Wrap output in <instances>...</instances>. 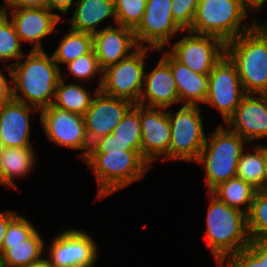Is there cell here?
Returning <instances> with one entry per match:
<instances>
[{
	"mask_svg": "<svg viewBox=\"0 0 267 267\" xmlns=\"http://www.w3.org/2000/svg\"><path fill=\"white\" fill-rule=\"evenodd\" d=\"M24 58L25 62L18 61L8 66L12 85L15 86L10 87V97L26 104L29 101L35 110L41 111L53 103L56 86L62 78L60 69L53 56L50 58L44 50H32L19 60Z\"/></svg>",
	"mask_w": 267,
	"mask_h": 267,
	"instance_id": "1",
	"label": "cell"
},
{
	"mask_svg": "<svg viewBox=\"0 0 267 267\" xmlns=\"http://www.w3.org/2000/svg\"><path fill=\"white\" fill-rule=\"evenodd\" d=\"M208 0H198V4L199 3H203V2H207Z\"/></svg>",
	"mask_w": 267,
	"mask_h": 267,
	"instance_id": "47",
	"label": "cell"
},
{
	"mask_svg": "<svg viewBox=\"0 0 267 267\" xmlns=\"http://www.w3.org/2000/svg\"><path fill=\"white\" fill-rule=\"evenodd\" d=\"M254 153H241L237 166L236 177L251 184L259 190L263 183L267 162V147L257 146Z\"/></svg>",
	"mask_w": 267,
	"mask_h": 267,
	"instance_id": "27",
	"label": "cell"
},
{
	"mask_svg": "<svg viewBox=\"0 0 267 267\" xmlns=\"http://www.w3.org/2000/svg\"><path fill=\"white\" fill-rule=\"evenodd\" d=\"M145 107L140 105L141 154L149 163L159 155L165 154L169 158L171 128L168 112H161L164 108H158V111L154 107Z\"/></svg>",
	"mask_w": 267,
	"mask_h": 267,
	"instance_id": "15",
	"label": "cell"
},
{
	"mask_svg": "<svg viewBox=\"0 0 267 267\" xmlns=\"http://www.w3.org/2000/svg\"><path fill=\"white\" fill-rule=\"evenodd\" d=\"M259 191H264L267 192V162H266V167H265V173H264V178H263V183Z\"/></svg>",
	"mask_w": 267,
	"mask_h": 267,
	"instance_id": "45",
	"label": "cell"
},
{
	"mask_svg": "<svg viewBox=\"0 0 267 267\" xmlns=\"http://www.w3.org/2000/svg\"><path fill=\"white\" fill-rule=\"evenodd\" d=\"M84 161L91 166L98 180V198L141 178L150 165L139 151L125 150H90Z\"/></svg>",
	"mask_w": 267,
	"mask_h": 267,
	"instance_id": "4",
	"label": "cell"
},
{
	"mask_svg": "<svg viewBox=\"0 0 267 267\" xmlns=\"http://www.w3.org/2000/svg\"><path fill=\"white\" fill-rule=\"evenodd\" d=\"M112 134L123 145H132L141 153L142 131L140 124V104L133 105L123 116Z\"/></svg>",
	"mask_w": 267,
	"mask_h": 267,
	"instance_id": "29",
	"label": "cell"
},
{
	"mask_svg": "<svg viewBox=\"0 0 267 267\" xmlns=\"http://www.w3.org/2000/svg\"><path fill=\"white\" fill-rule=\"evenodd\" d=\"M3 149H4V146L0 139V183L1 184H3V163H2V153H1Z\"/></svg>",
	"mask_w": 267,
	"mask_h": 267,
	"instance_id": "43",
	"label": "cell"
},
{
	"mask_svg": "<svg viewBox=\"0 0 267 267\" xmlns=\"http://www.w3.org/2000/svg\"><path fill=\"white\" fill-rule=\"evenodd\" d=\"M69 71L79 79H91L97 72L103 73L98 59L92 50L88 54L81 55L79 58L67 64Z\"/></svg>",
	"mask_w": 267,
	"mask_h": 267,
	"instance_id": "34",
	"label": "cell"
},
{
	"mask_svg": "<svg viewBox=\"0 0 267 267\" xmlns=\"http://www.w3.org/2000/svg\"><path fill=\"white\" fill-rule=\"evenodd\" d=\"M90 150H125V151H137L132 145H123L120 143L114 134H108L97 141H95Z\"/></svg>",
	"mask_w": 267,
	"mask_h": 267,
	"instance_id": "37",
	"label": "cell"
},
{
	"mask_svg": "<svg viewBox=\"0 0 267 267\" xmlns=\"http://www.w3.org/2000/svg\"><path fill=\"white\" fill-rule=\"evenodd\" d=\"M144 78L146 89H142L138 104L144 105V101L148 98L147 107L165 109L179 102L173 73L170 66L162 58L151 73H144Z\"/></svg>",
	"mask_w": 267,
	"mask_h": 267,
	"instance_id": "20",
	"label": "cell"
},
{
	"mask_svg": "<svg viewBox=\"0 0 267 267\" xmlns=\"http://www.w3.org/2000/svg\"><path fill=\"white\" fill-rule=\"evenodd\" d=\"M227 267H267V241L251 240L250 244L227 260Z\"/></svg>",
	"mask_w": 267,
	"mask_h": 267,
	"instance_id": "32",
	"label": "cell"
},
{
	"mask_svg": "<svg viewBox=\"0 0 267 267\" xmlns=\"http://www.w3.org/2000/svg\"><path fill=\"white\" fill-rule=\"evenodd\" d=\"M64 37L58 49L52 55L57 63L68 64L81 55L88 54L93 50V37L90 33L71 29L68 35Z\"/></svg>",
	"mask_w": 267,
	"mask_h": 267,
	"instance_id": "28",
	"label": "cell"
},
{
	"mask_svg": "<svg viewBox=\"0 0 267 267\" xmlns=\"http://www.w3.org/2000/svg\"><path fill=\"white\" fill-rule=\"evenodd\" d=\"M162 59L170 66L177 87L179 101L186 105H197L205 102L208 94L209 75L193 72L186 65L178 62L170 53H165Z\"/></svg>",
	"mask_w": 267,
	"mask_h": 267,
	"instance_id": "21",
	"label": "cell"
},
{
	"mask_svg": "<svg viewBox=\"0 0 267 267\" xmlns=\"http://www.w3.org/2000/svg\"><path fill=\"white\" fill-rule=\"evenodd\" d=\"M257 189L244 180L234 177L215 187L211 193L226 205L239 209L240 205H245V213L248 214Z\"/></svg>",
	"mask_w": 267,
	"mask_h": 267,
	"instance_id": "24",
	"label": "cell"
},
{
	"mask_svg": "<svg viewBox=\"0 0 267 267\" xmlns=\"http://www.w3.org/2000/svg\"><path fill=\"white\" fill-rule=\"evenodd\" d=\"M10 97V86L3 74L0 72V103H3Z\"/></svg>",
	"mask_w": 267,
	"mask_h": 267,
	"instance_id": "41",
	"label": "cell"
},
{
	"mask_svg": "<svg viewBox=\"0 0 267 267\" xmlns=\"http://www.w3.org/2000/svg\"><path fill=\"white\" fill-rule=\"evenodd\" d=\"M254 26L267 38V25L258 26L256 23H254Z\"/></svg>",
	"mask_w": 267,
	"mask_h": 267,
	"instance_id": "46",
	"label": "cell"
},
{
	"mask_svg": "<svg viewBox=\"0 0 267 267\" xmlns=\"http://www.w3.org/2000/svg\"><path fill=\"white\" fill-rule=\"evenodd\" d=\"M26 267H55L49 260L40 259L38 261L32 262L29 266Z\"/></svg>",
	"mask_w": 267,
	"mask_h": 267,
	"instance_id": "42",
	"label": "cell"
},
{
	"mask_svg": "<svg viewBox=\"0 0 267 267\" xmlns=\"http://www.w3.org/2000/svg\"><path fill=\"white\" fill-rule=\"evenodd\" d=\"M254 9L261 7L267 0H246Z\"/></svg>",
	"mask_w": 267,
	"mask_h": 267,
	"instance_id": "44",
	"label": "cell"
},
{
	"mask_svg": "<svg viewBox=\"0 0 267 267\" xmlns=\"http://www.w3.org/2000/svg\"><path fill=\"white\" fill-rule=\"evenodd\" d=\"M35 231L24 217L16 216L8 225L3 244L22 243Z\"/></svg>",
	"mask_w": 267,
	"mask_h": 267,
	"instance_id": "36",
	"label": "cell"
},
{
	"mask_svg": "<svg viewBox=\"0 0 267 267\" xmlns=\"http://www.w3.org/2000/svg\"><path fill=\"white\" fill-rule=\"evenodd\" d=\"M171 13L174 21L186 31L191 27L198 0H172Z\"/></svg>",
	"mask_w": 267,
	"mask_h": 267,
	"instance_id": "35",
	"label": "cell"
},
{
	"mask_svg": "<svg viewBox=\"0 0 267 267\" xmlns=\"http://www.w3.org/2000/svg\"><path fill=\"white\" fill-rule=\"evenodd\" d=\"M71 19V29L90 34L96 33V25L113 16L116 22L114 0H78Z\"/></svg>",
	"mask_w": 267,
	"mask_h": 267,
	"instance_id": "22",
	"label": "cell"
},
{
	"mask_svg": "<svg viewBox=\"0 0 267 267\" xmlns=\"http://www.w3.org/2000/svg\"><path fill=\"white\" fill-rule=\"evenodd\" d=\"M211 203L207 214L208 246L220 266L225 259L250 244L245 211L230 207L211 192Z\"/></svg>",
	"mask_w": 267,
	"mask_h": 267,
	"instance_id": "2",
	"label": "cell"
},
{
	"mask_svg": "<svg viewBox=\"0 0 267 267\" xmlns=\"http://www.w3.org/2000/svg\"><path fill=\"white\" fill-rule=\"evenodd\" d=\"M41 123L52 142L74 149H84L85 159L90 151L84 116L55 106L41 109Z\"/></svg>",
	"mask_w": 267,
	"mask_h": 267,
	"instance_id": "11",
	"label": "cell"
},
{
	"mask_svg": "<svg viewBox=\"0 0 267 267\" xmlns=\"http://www.w3.org/2000/svg\"><path fill=\"white\" fill-rule=\"evenodd\" d=\"M246 94H267V38L253 26L226 43Z\"/></svg>",
	"mask_w": 267,
	"mask_h": 267,
	"instance_id": "3",
	"label": "cell"
},
{
	"mask_svg": "<svg viewBox=\"0 0 267 267\" xmlns=\"http://www.w3.org/2000/svg\"><path fill=\"white\" fill-rule=\"evenodd\" d=\"M225 49L226 44L219 38L196 34L185 36L174 43L169 53L193 72L209 75L211 69L225 56Z\"/></svg>",
	"mask_w": 267,
	"mask_h": 267,
	"instance_id": "10",
	"label": "cell"
},
{
	"mask_svg": "<svg viewBox=\"0 0 267 267\" xmlns=\"http://www.w3.org/2000/svg\"><path fill=\"white\" fill-rule=\"evenodd\" d=\"M247 229L251 240L267 241V192L256 191L247 214Z\"/></svg>",
	"mask_w": 267,
	"mask_h": 267,
	"instance_id": "30",
	"label": "cell"
},
{
	"mask_svg": "<svg viewBox=\"0 0 267 267\" xmlns=\"http://www.w3.org/2000/svg\"><path fill=\"white\" fill-rule=\"evenodd\" d=\"M171 1L146 0L142 21L134 30L140 47V42L145 41L153 50H160L174 33L183 30L172 17Z\"/></svg>",
	"mask_w": 267,
	"mask_h": 267,
	"instance_id": "12",
	"label": "cell"
},
{
	"mask_svg": "<svg viewBox=\"0 0 267 267\" xmlns=\"http://www.w3.org/2000/svg\"><path fill=\"white\" fill-rule=\"evenodd\" d=\"M73 0H47L46 7L52 11L55 8L61 11L62 13H66L71 5Z\"/></svg>",
	"mask_w": 267,
	"mask_h": 267,
	"instance_id": "40",
	"label": "cell"
},
{
	"mask_svg": "<svg viewBox=\"0 0 267 267\" xmlns=\"http://www.w3.org/2000/svg\"><path fill=\"white\" fill-rule=\"evenodd\" d=\"M12 9V24L20 40L35 43L32 50H43L40 39L53 31L61 17L47 7Z\"/></svg>",
	"mask_w": 267,
	"mask_h": 267,
	"instance_id": "19",
	"label": "cell"
},
{
	"mask_svg": "<svg viewBox=\"0 0 267 267\" xmlns=\"http://www.w3.org/2000/svg\"><path fill=\"white\" fill-rule=\"evenodd\" d=\"M6 2L13 8H42L47 5V0H6Z\"/></svg>",
	"mask_w": 267,
	"mask_h": 267,
	"instance_id": "38",
	"label": "cell"
},
{
	"mask_svg": "<svg viewBox=\"0 0 267 267\" xmlns=\"http://www.w3.org/2000/svg\"><path fill=\"white\" fill-rule=\"evenodd\" d=\"M31 105L9 97L0 111V139L5 147H26L29 143Z\"/></svg>",
	"mask_w": 267,
	"mask_h": 267,
	"instance_id": "18",
	"label": "cell"
},
{
	"mask_svg": "<svg viewBox=\"0 0 267 267\" xmlns=\"http://www.w3.org/2000/svg\"><path fill=\"white\" fill-rule=\"evenodd\" d=\"M49 251V261L55 267H92L97 259L94 241L79 230L62 232L53 241Z\"/></svg>",
	"mask_w": 267,
	"mask_h": 267,
	"instance_id": "14",
	"label": "cell"
},
{
	"mask_svg": "<svg viewBox=\"0 0 267 267\" xmlns=\"http://www.w3.org/2000/svg\"><path fill=\"white\" fill-rule=\"evenodd\" d=\"M6 6L0 8V60L21 59L20 38L8 19Z\"/></svg>",
	"mask_w": 267,
	"mask_h": 267,
	"instance_id": "31",
	"label": "cell"
},
{
	"mask_svg": "<svg viewBox=\"0 0 267 267\" xmlns=\"http://www.w3.org/2000/svg\"><path fill=\"white\" fill-rule=\"evenodd\" d=\"M247 141L237 133L219 126L207 140L196 162L204 165L206 181L211 192L220 183L236 177L243 145Z\"/></svg>",
	"mask_w": 267,
	"mask_h": 267,
	"instance_id": "6",
	"label": "cell"
},
{
	"mask_svg": "<svg viewBox=\"0 0 267 267\" xmlns=\"http://www.w3.org/2000/svg\"><path fill=\"white\" fill-rule=\"evenodd\" d=\"M16 216L15 212H0V255H2V245L8 225Z\"/></svg>",
	"mask_w": 267,
	"mask_h": 267,
	"instance_id": "39",
	"label": "cell"
},
{
	"mask_svg": "<svg viewBox=\"0 0 267 267\" xmlns=\"http://www.w3.org/2000/svg\"><path fill=\"white\" fill-rule=\"evenodd\" d=\"M252 8L246 0H208L199 3L187 31L214 36L226 44L254 26V23L249 26L240 23Z\"/></svg>",
	"mask_w": 267,
	"mask_h": 267,
	"instance_id": "5",
	"label": "cell"
},
{
	"mask_svg": "<svg viewBox=\"0 0 267 267\" xmlns=\"http://www.w3.org/2000/svg\"><path fill=\"white\" fill-rule=\"evenodd\" d=\"M55 101L52 106L74 112L82 116L85 115L92 103V97L78 84L65 85L63 78L58 82L55 89Z\"/></svg>",
	"mask_w": 267,
	"mask_h": 267,
	"instance_id": "26",
	"label": "cell"
},
{
	"mask_svg": "<svg viewBox=\"0 0 267 267\" xmlns=\"http://www.w3.org/2000/svg\"><path fill=\"white\" fill-rule=\"evenodd\" d=\"M2 153L3 184L14 187V176H25L34 164V151L31 146L5 147Z\"/></svg>",
	"mask_w": 267,
	"mask_h": 267,
	"instance_id": "25",
	"label": "cell"
},
{
	"mask_svg": "<svg viewBox=\"0 0 267 267\" xmlns=\"http://www.w3.org/2000/svg\"><path fill=\"white\" fill-rule=\"evenodd\" d=\"M251 95V96H250ZM246 94L234 113L227 119L232 132L244 138L247 143L267 136V94Z\"/></svg>",
	"mask_w": 267,
	"mask_h": 267,
	"instance_id": "16",
	"label": "cell"
},
{
	"mask_svg": "<svg viewBox=\"0 0 267 267\" xmlns=\"http://www.w3.org/2000/svg\"><path fill=\"white\" fill-rule=\"evenodd\" d=\"M171 128L169 158L196 161L205 144L198 105H183L174 115L168 112Z\"/></svg>",
	"mask_w": 267,
	"mask_h": 267,
	"instance_id": "8",
	"label": "cell"
},
{
	"mask_svg": "<svg viewBox=\"0 0 267 267\" xmlns=\"http://www.w3.org/2000/svg\"><path fill=\"white\" fill-rule=\"evenodd\" d=\"M44 242L35 230L26 240L17 244H3L1 263L9 267H26L40 260Z\"/></svg>",
	"mask_w": 267,
	"mask_h": 267,
	"instance_id": "23",
	"label": "cell"
},
{
	"mask_svg": "<svg viewBox=\"0 0 267 267\" xmlns=\"http://www.w3.org/2000/svg\"><path fill=\"white\" fill-rule=\"evenodd\" d=\"M92 37L93 50L102 70L132 55L135 51L125 56L130 48L140 47L134 30L120 25L118 28L108 26L92 34Z\"/></svg>",
	"mask_w": 267,
	"mask_h": 267,
	"instance_id": "17",
	"label": "cell"
},
{
	"mask_svg": "<svg viewBox=\"0 0 267 267\" xmlns=\"http://www.w3.org/2000/svg\"><path fill=\"white\" fill-rule=\"evenodd\" d=\"M116 23L135 30L145 13L146 0H114Z\"/></svg>",
	"mask_w": 267,
	"mask_h": 267,
	"instance_id": "33",
	"label": "cell"
},
{
	"mask_svg": "<svg viewBox=\"0 0 267 267\" xmlns=\"http://www.w3.org/2000/svg\"><path fill=\"white\" fill-rule=\"evenodd\" d=\"M96 98L84 115L86 135L90 145L111 134L126 112L133 106L127 100L112 97L97 90Z\"/></svg>",
	"mask_w": 267,
	"mask_h": 267,
	"instance_id": "13",
	"label": "cell"
},
{
	"mask_svg": "<svg viewBox=\"0 0 267 267\" xmlns=\"http://www.w3.org/2000/svg\"><path fill=\"white\" fill-rule=\"evenodd\" d=\"M245 95L236 65L225 54L209 73L208 94L204 103L217 107L227 121Z\"/></svg>",
	"mask_w": 267,
	"mask_h": 267,
	"instance_id": "9",
	"label": "cell"
},
{
	"mask_svg": "<svg viewBox=\"0 0 267 267\" xmlns=\"http://www.w3.org/2000/svg\"><path fill=\"white\" fill-rule=\"evenodd\" d=\"M148 48L141 46L129 57L104 69L98 89L106 95L127 100L133 105L138 104L144 83V58Z\"/></svg>",
	"mask_w": 267,
	"mask_h": 267,
	"instance_id": "7",
	"label": "cell"
}]
</instances>
